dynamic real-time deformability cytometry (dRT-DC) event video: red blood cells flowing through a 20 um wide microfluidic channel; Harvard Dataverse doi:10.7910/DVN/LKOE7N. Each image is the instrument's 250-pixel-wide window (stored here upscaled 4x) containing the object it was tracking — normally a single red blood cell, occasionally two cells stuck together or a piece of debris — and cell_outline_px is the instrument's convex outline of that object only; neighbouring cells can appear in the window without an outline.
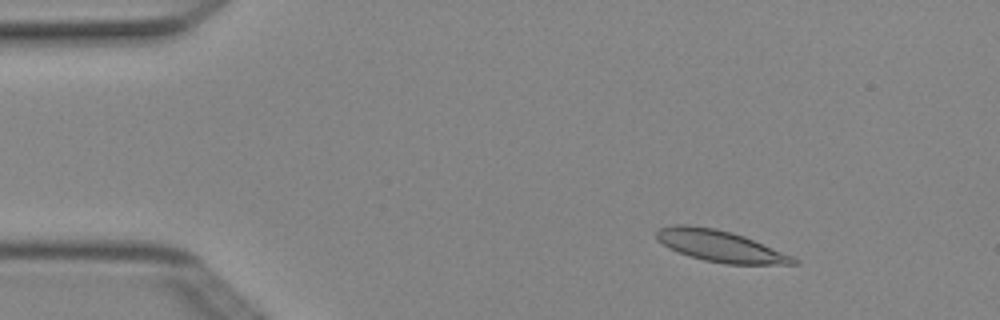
{"species": "Egyptian fruit bat (a non-hibernating species)", "species_latin": "Rousettus aegyptiacus", "temperature_condition": "cold", "stored_images_in_passage": 4, "camera_frame_rate_fps": 3000, "um_per_image_px": 0.085, "animal": {"sex": "female"}, "frame": {"image": 1, "passage_image": 2, "time_ms": 0.333, "image_size_px": [1000, 320], "cell_outline_px": [[800, 260], [796, 264], [724, 264], [704, 260], [688, 256], [668, 248], [656, 240], [656, 232], [660, 228], [672, 224], [688, 224], [716, 228], [732, 232], [744, 236], [792, 256]], "centroid_in_image_um": [61.16, 20.9], "position_along_channel_um": 23.8, "area_um2": 25.2}}